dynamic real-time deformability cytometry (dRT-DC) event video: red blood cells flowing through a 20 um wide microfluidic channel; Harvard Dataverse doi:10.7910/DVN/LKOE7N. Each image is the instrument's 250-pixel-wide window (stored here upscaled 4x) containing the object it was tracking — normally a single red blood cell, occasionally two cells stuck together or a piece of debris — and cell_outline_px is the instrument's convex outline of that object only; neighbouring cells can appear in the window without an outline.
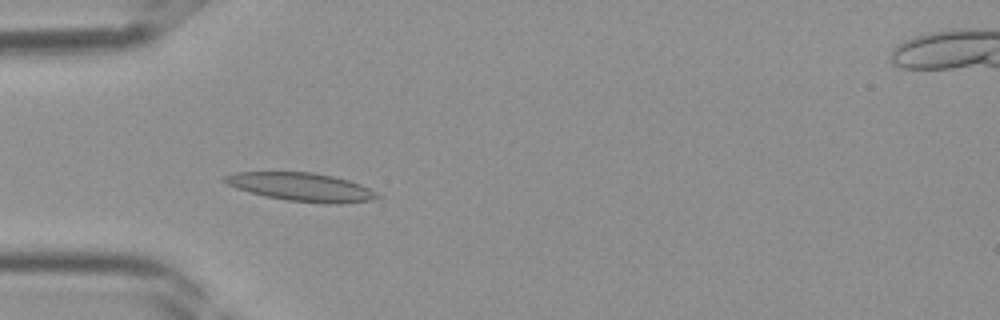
{"species": "Egyptian fruit bat (a non-hibernating species)", "species_latin": "Rousettus aegyptiacus", "temperature_condition": "room temperature", "stored_images_in_passage": 25, "camera_frame_rate_fps": 3000, "um_per_image_px": 0.085, "frame": {"image": 1, "passage_image": 3, "time_ms": 0.667, "image_size_px": [1000, 320], "cell_outline_px": [[380, 196], [372, 200], [340, 204], [336, 204], [288, 200], [264, 196], [236, 188], [220, 180], [224, 176], [236, 172], [312, 172], [332, 176], [348, 180], [360, 184], [376, 192]], "centroid_in_image_um": [25.6, 15.89], "position_along_channel_um": 59.4, "area_um2": 25.03}}
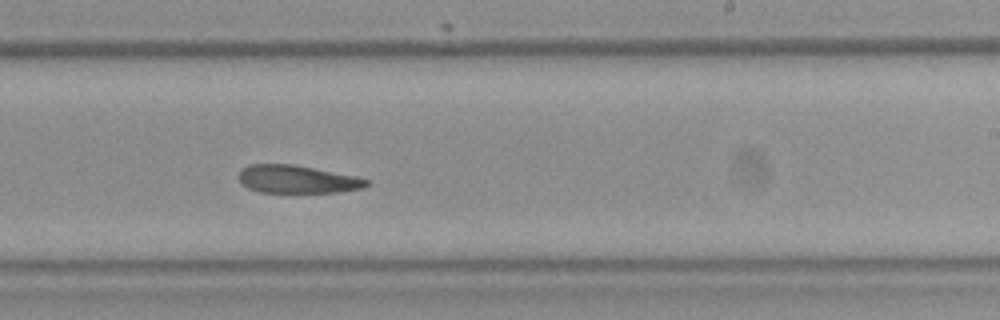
{"frame": {"image": 2, "passage_image": 15, "time_ms": 4.667, "image_size_px": [1000, 320], "cell_outline_px": [[372, 184], [364, 188], [340, 192], [260, 192], [248, 188], [240, 184], [240, 168], [248, 164], [296, 164], [356, 176], [368, 180]], "centroid_in_image_um": [25.28, 15.23], "position_along_channel_um": 263.7, "area_um2": 21.04}}
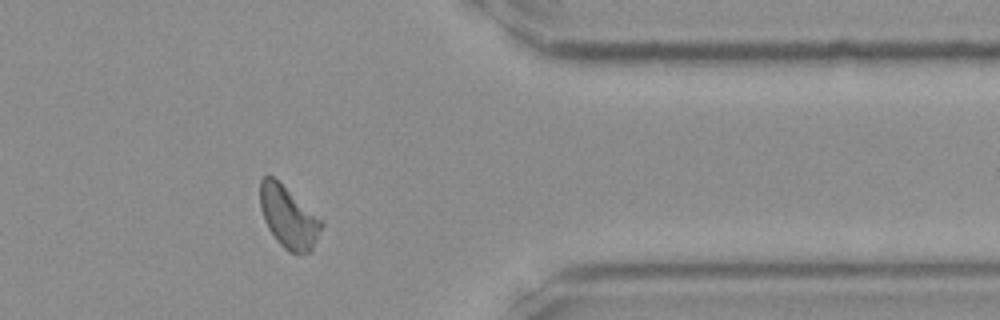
{"frame": {"image": 3, "passage_image": 23, "time_ms": 7.333, "image_size_px": [1000, 320], "cell_outline_px": [[324, 224], [312, 252], [288, 252], [276, 240], [268, 228], [264, 220], [260, 208], [260, 180], [264, 176], [272, 176], [324, 220]], "centroid_in_image_um": [24.54, 18.47], "position_along_channel_um": 386.9, "area_um2": 22.14}}